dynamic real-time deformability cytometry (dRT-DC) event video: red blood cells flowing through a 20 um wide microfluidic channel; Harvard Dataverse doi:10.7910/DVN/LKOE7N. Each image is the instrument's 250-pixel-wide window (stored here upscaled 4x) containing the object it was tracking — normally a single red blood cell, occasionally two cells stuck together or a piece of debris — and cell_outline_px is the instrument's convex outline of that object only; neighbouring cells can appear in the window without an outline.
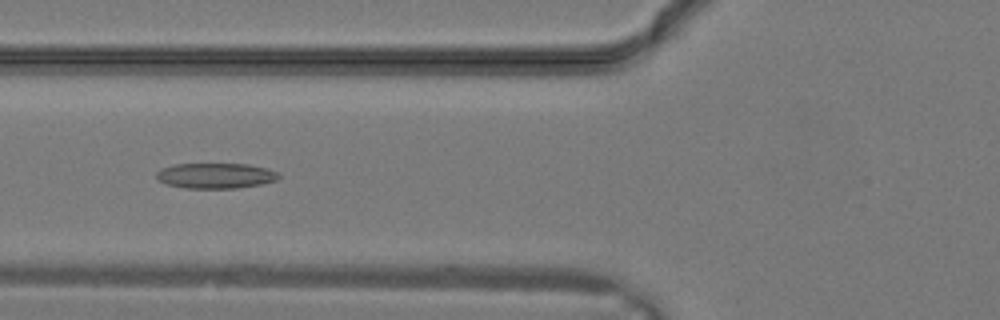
{"species": "common noctule bat (a hibernating species)", "species_latin": "Nyctalus noctula", "temperature_condition": "warm", "stored_images_in_passage": 32, "camera_frame_rate_fps": 3000, "um_per_image_px": 0.085, "animal": {"sex": "male", "body_mass_g": 19.2, "forearm_length_mm": 51.8}, "frame": {"image": 1, "passage_image": 13, "time_ms": 4.0, "image_size_px": [1000, 320], "cell_outline_px": [[280, 176], [276, 180], [260, 184], [236, 188], [184, 188], [168, 184], [156, 180], [156, 172], [160, 168], [176, 164], [248, 164], [268, 168], [276, 172]], "centroid_in_image_um": [18.29, 14.93], "position_along_channel_um": 107.5, "area_um2": 18.09}}
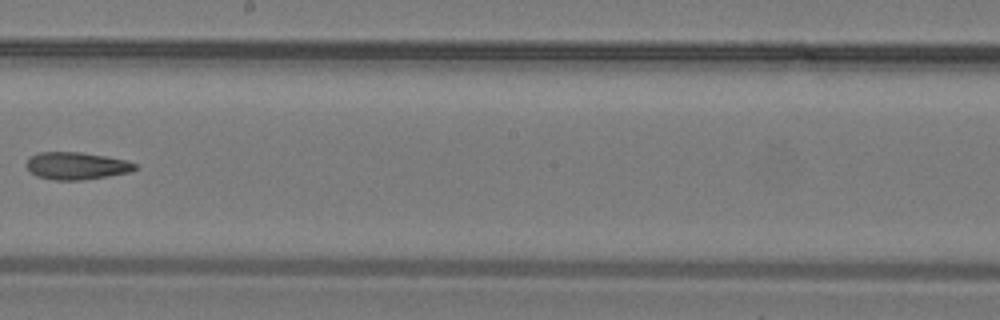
{"frame": {"image": 2, "passage_image": 19, "time_ms": 6.0, "image_size_px": [1000, 320], "cell_outline_px": [[140, 168], [132, 172], [108, 176], [80, 180], [56, 180], [36, 176], [24, 164], [28, 156], [36, 152], [84, 152], [108, 156], [124, 160], [136, 164]], "centroid_in_image_um": [6.5, 14.08], "position_along_channel_um": 241.7, "area_um2": 17.63}}
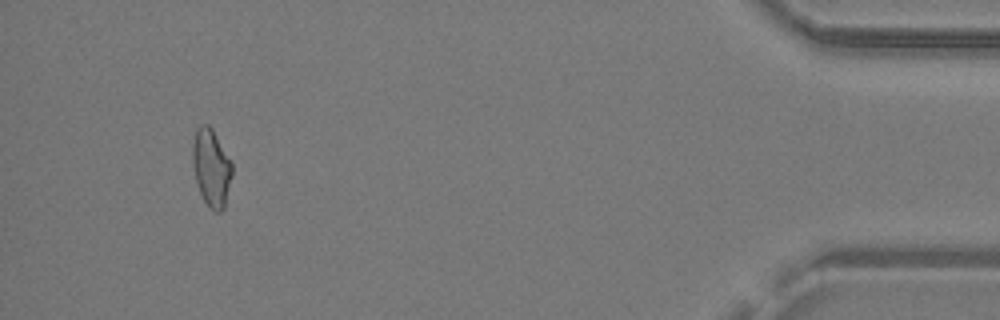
{"frame": {"image": 3, "passage_image": 30, "time_ms": 9.667, "image_size_px": [1000, 320], "cell_outline_px": [[232, 176], [224, 208], [220, 212], [216, 212], [204, 200], [200, 192], [196, 180], [192, 164], [192, 144], [196, 128], [200, 124], [208, 124], [212, 128], [232, 164]], "centroid_in_image_um": [17.95, 14.22], "position_along_channel_um": 417.3, "area_um2": 17.69}}